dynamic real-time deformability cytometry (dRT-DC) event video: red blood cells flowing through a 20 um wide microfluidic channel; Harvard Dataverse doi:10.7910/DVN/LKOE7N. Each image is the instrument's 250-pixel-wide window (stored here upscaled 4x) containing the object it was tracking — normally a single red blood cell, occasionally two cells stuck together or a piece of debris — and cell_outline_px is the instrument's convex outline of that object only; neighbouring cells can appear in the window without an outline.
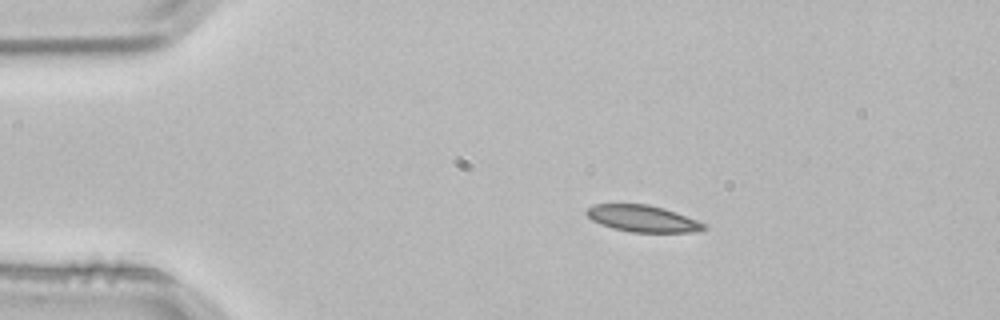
{"species": "common noctule bat (a hibernating species)", "species_latin": "Nyctalus noctula", "temperature_condition": "room temperature", "stored_images_in_passage": 2, "camera_frame_rate_fps": 3000, "um_per_image_px": 0.085, "animal": {"sex": "male", "body_mass_g": 21.5, "forearm_length_mm": 52.0}, "frame": {"image": 1, "passage_image": 1, "time_ms": 0.0, "image_size_px": [1000, 320], "cell_outline_px": [[708, 228], [692, 232], [632, 232], [612, 228], [600, 224], [592, 220], [584, 212], [588, 208], [596, 204], [648, 204], [664, 208], [676, 212], [708, 224]], "centroid_in_image_um": [54.65, 18.58], "position_along_channel_um": 30.4, "area_um2": 18.26}}